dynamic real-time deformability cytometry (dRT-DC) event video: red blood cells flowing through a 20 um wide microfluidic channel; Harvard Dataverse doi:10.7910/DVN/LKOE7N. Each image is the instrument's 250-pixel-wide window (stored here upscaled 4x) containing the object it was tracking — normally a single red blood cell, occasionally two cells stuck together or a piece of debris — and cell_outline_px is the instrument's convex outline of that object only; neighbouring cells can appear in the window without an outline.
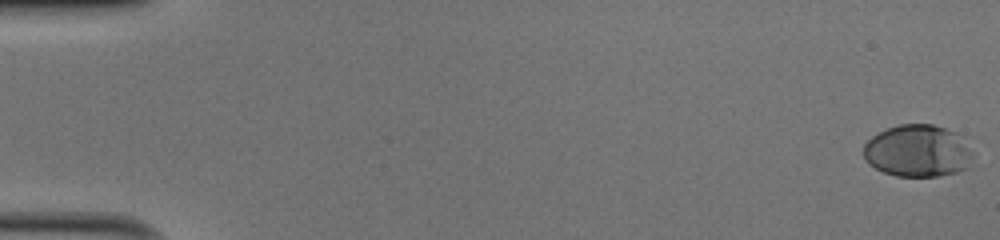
{"species": "human", "species_latin": "Homo sapiens", "temperature_condition": "cold", "stored_images_in_passage": 52, "camera_frame_rate_fps": 3000, "um_per_image_px": 0.085, "donor": {"sex": "male"}, "frame": {"image": 1, "passage_image": 1, "time_ms": 0.0, "image_size_px": [1000, 240], "cell_outline_px": [[976, 152], [968, 168], [956, 172], [936, 176], [896, 176], [884, 172], [868, 164], [864, 156], [864, 144], [872, 136], [888, 128], [900, 124], [932, 124], [956, 132]], "centroid_in_image_um": [78.05, 12.83], "position_along_channel_um": 7.0, "area_um2": 33.47}}
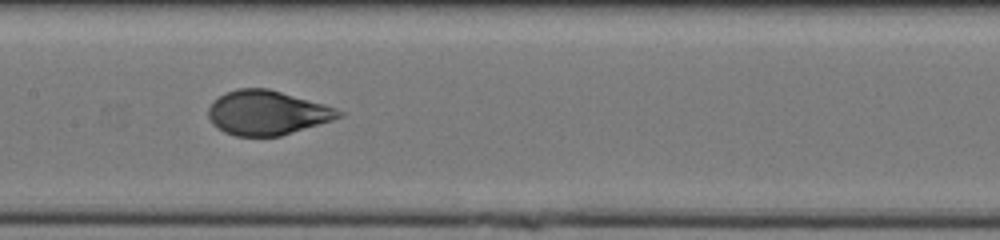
{"frame": {"image": 2, "passage_image": 27, "time_ms": 8.667, "image_size_px": [1000, 240], "cell_outline_px": [[344, 116], [332, 120], [280, 136], [236, 136], [224, 132], [212, 124], [208, 116], [208, 108], [212, 100], [224, 92], [236, 88], [268, 88], [324, 104], [336, 108], [344, 112]], "centroid_in_image_um": [22.67, 9.57], "position_along_channel_um": 184.7, "area_um2": 33.87}}
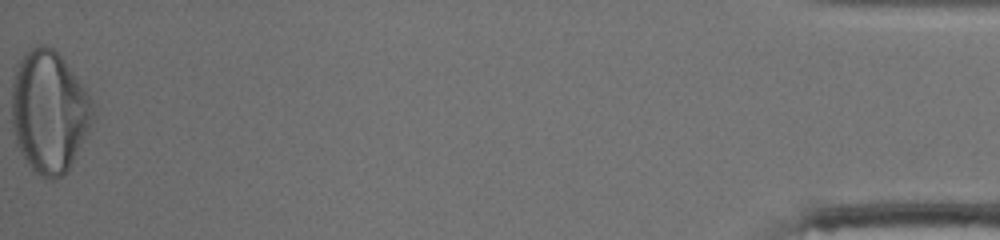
{"frame": {"image": 3, "passage_image": 52, "time_ms": 17.0, "image_size_px": [1000, 240], "cell_outline_px": [[96, 116], [68, 172], [64, 176], [52, 180], [40, 176], [32, 172], [24, 160], [16, 140], [12, 124], [12, 84], [20, 60], [28, 48], [40, 44], [44, 44], [52, 48], [64, 60], [84, 88], [92, 104]], "centroid_in_image_um": [4.18, 9.55], "position_along_channel_um": 431.0, "area_um2": 57.86}, "authors_computed_cell_mechanics": {"area_um2": 33.8708, "velocity_mm_per_s": 4.0687, "shape_relaxation_time_tau1_ms": 4.2732, "shape_relaxation_time_tau2_ms": null, "deformation_change_tau1": 0.2044, "deformation_change_tau2": null}}